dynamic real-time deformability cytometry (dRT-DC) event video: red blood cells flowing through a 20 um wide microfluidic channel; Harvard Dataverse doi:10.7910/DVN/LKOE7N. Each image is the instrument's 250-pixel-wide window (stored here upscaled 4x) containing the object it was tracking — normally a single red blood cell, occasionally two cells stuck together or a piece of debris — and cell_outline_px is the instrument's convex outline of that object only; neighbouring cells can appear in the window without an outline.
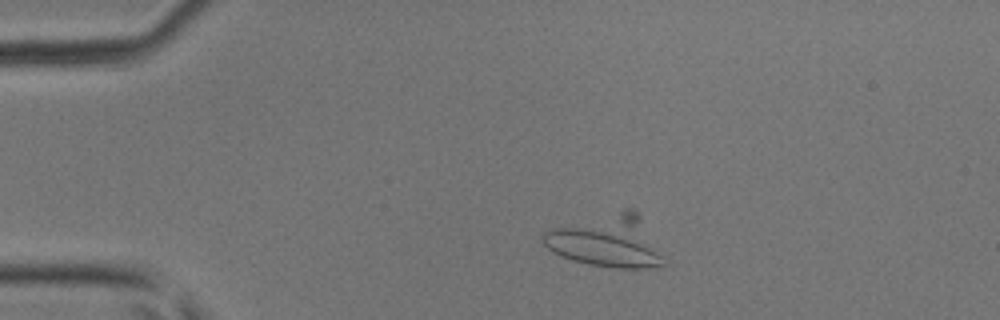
{"species": "common noctule bat (a hibernating species)", "species_latin": "Nyctalus noctula", "temperature_condition": "room temperature", "stored_images_in_passage": 13, "camera_frame_rate_fps": 3000, "um_per_image_px": 0.085, "animal": {"sex": "male", "body_mass_g": 17.9, "forearm_length_mm": 54.2}, "frame": {"image": 1, "passage_image": 8, "time_ms": 2.333, "image_size_px": [1000, 320], "cell_outline_px": [[668, 264], [644, 268], [612, 268], [588, 264], [572, 260], [560, 256], [548, 248], [540, 240], [540, 236], [544, 232], [552, 228], [624, 208], [636, 208]], "centroid_in_image_um": [51.58, 20.5], "position_along_channel_um": 33.4, "area_um2": 36.76}}